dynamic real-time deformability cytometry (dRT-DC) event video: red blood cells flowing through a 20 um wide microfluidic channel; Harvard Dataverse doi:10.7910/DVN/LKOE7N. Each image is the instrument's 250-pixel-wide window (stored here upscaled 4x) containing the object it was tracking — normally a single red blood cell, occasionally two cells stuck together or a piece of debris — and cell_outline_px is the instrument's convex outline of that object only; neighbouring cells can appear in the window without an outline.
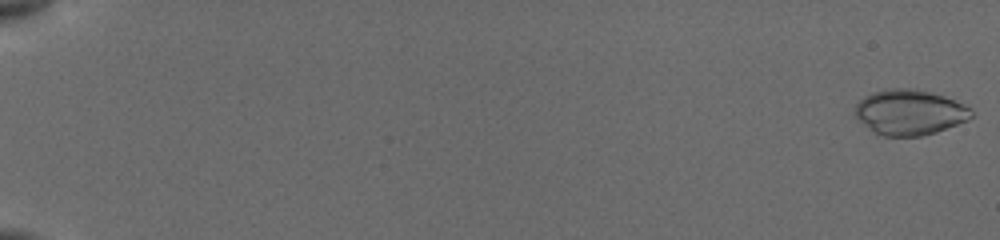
{"species": "common noctule bat (a hibernating species)", "species_latin": "Nyctalus noctula", "temperature_condition": "cold", "stored_images_in_passage": 32, "camera_frame_rate_fps": 3000, "um_per_image_px": 0.085, "animal": {"sex": "female", "body_mass_g": 19.5, "forearm_length_mm": 54.1}, "frame": {"image": 1, "passage_image": 1, "time_ms": 0.0, "image_size_px": [1000, 240], "cell_outline_px": [[972, 116], [968, 120], [936, 132], [920, 136], [884, 136], [872, 132], [852, 112], [856, 104], [864, 96], [872, 92], [884, 88], [916, 88], [944, 96], [964, 104], [972, 108]], "centroid_in_image_um": [77.29, 9.53], "position_along_channel_um": 7.7, "area_um2": 30.98}}
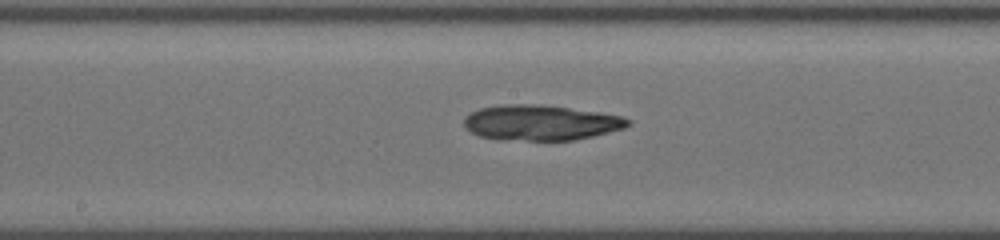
{"frame": {"image": 2, "passage_image": 24, "time_ms": 10.333, "image_size_px": [1000, 240], "cell_outline_px": [[632, 124], [624, 128], [576, 140], [496, 140], [480, 136], [472, 132], [464, 124], [464, 116], [480, 108], [508, 104], [528, 104], [568, 108], [600, 112], [624, 116], [632, 120]], "centroid_in_image_um": [45.99, 10.44], "position_along_channel_um": 202.2, "area_um2": 33.7}}
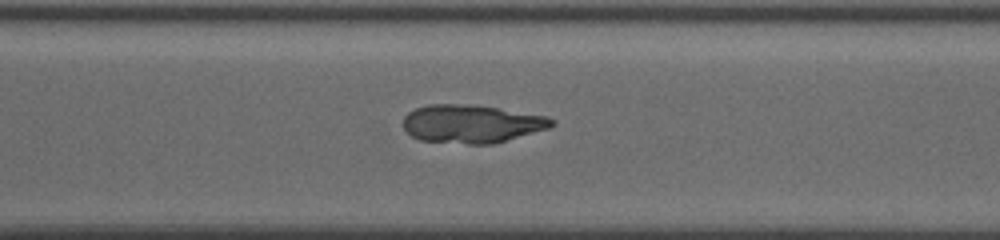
{"frame": {"image": 3, "passage_image": 32, "time_ms": 13.667, "image_size_px": [1000, 240], "cell_outline_px": [[556, 124], [548, 128], [492, 144], [468, 144], [420, 140], [412, 136], [404, 128], [404, 116], [408, 112], [416, 108], [428, 104], [460, 104], [496, 108], [548, 116], [556, 120]], "centroid_in_image_um": [40.08, 10.52], "position_along_channel_um": 330.5, "area_um2": 32.77}}